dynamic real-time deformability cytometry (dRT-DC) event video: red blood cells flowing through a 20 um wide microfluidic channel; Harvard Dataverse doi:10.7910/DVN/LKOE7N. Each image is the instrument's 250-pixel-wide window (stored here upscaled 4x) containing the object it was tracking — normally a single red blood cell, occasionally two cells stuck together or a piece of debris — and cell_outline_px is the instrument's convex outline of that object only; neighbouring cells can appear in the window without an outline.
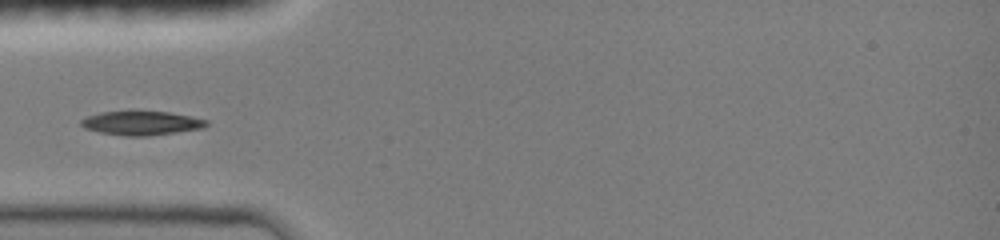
{"species": "common noctule bat (a hibernating species)", "species_latin": "Nyctalus noctula", "temperature_condition": "room temperature", "stored_images_in_passage": 35, "camera_frame_rate_fps": 3000, "um_per_image_px": 0.085, "animal": {"sex": "female", "body_mass_g": 19.0, "forearm_length_mm": 51.5}, "frame": {"image": 1, "passage_image": 1, "time_ms": 0.0, "image_size_px": [1000, 240], "cell_outline_px": [[208, 124], [204, 128], [148, 136], [124, 136], [100, 132], [84, 128], [80, 124], [80, 120], [88, 116], [100, 112], [132, 108], [168, 112], [192, 116], [208, 120]], "centroid_in_image_um": [12.0, 10.41], "position_along_channel_um": 73.0, "area_um2": 18.38}}
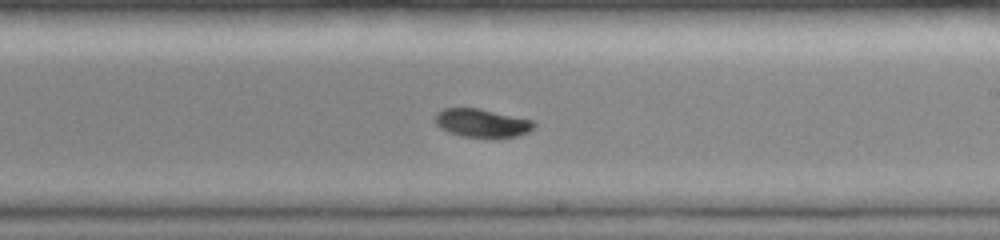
{"frame": {"image": 2, "passage_image": 15, "time_ms": 4.333, "image_size_px": [1000, 240], "cell_outline_px": [[536, 124], [528, 132], [516, 136], [496, 140], [492, 140], [460, 136], [448, 132], [440, 128], [436, 124], [436, 112], [444, 108], [480, 108], [532, 120]], "centroid_in_image_um": [40.96, 10.5], "position_along_channel_um": 248.0, "area_um2": 16.88}}
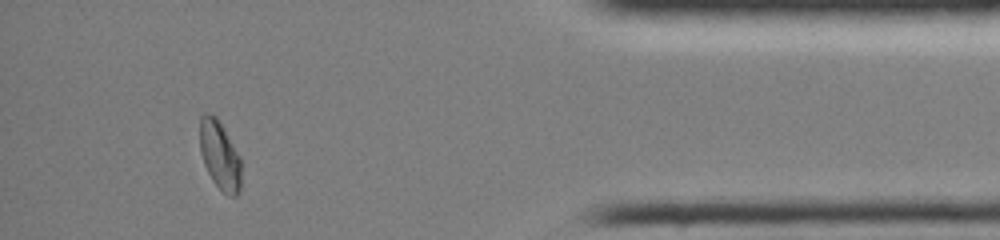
{"frame": {"image": 3, "passage_image": 31, "time_ms": 9.333, "image_size_px": [1000, 240], "cell_outline_px": [[240, 192], [236, 196], [228, 196], [212, 180], [204, 164], [200, 152], [200, 116], [204, 112], [208, 112], [216, 116], [240, 156]], "centroid_in_image_um": [18.67, 13.18], "position_along_channel_um": 416.5, "area_um2": 16.47}}